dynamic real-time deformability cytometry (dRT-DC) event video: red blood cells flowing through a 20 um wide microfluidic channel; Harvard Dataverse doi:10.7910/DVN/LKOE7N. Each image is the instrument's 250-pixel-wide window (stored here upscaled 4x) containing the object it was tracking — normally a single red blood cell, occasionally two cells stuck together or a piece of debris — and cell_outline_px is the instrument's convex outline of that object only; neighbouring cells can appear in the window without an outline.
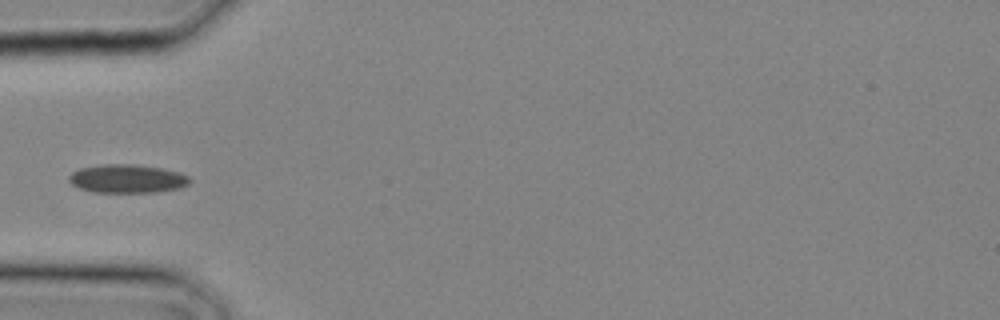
{"species": "common noctule bat (a hibernating species)", "species_latin": "Nyctalus noctula", "temperature_condition": "cold", "stored_images_in_passage": 2, "camera_frame_rate_fps": 3000, "um_per_image_px": 0.085, "animal": {"sex": "male", "body_mass_g": 20.4}, "frame": {"image": 1, "passage_image": 2, "time_ms": 0.333, "image_size_px": [1000, 320], "cell_outline_px": [[192, 180], [188, 184], [180, 188], [152, 192], [92, 192], [80, 188], [72, 184], [68, 180], [68, 176], [72, 172], [80, 168], [100, 164], [132, 164], [160, 168], [176, 172], [188, 176]], "centroid_in_image_um": [10.77, 15.19], "position_along_channel_um": 74.2, "area_um2": 19.94}}